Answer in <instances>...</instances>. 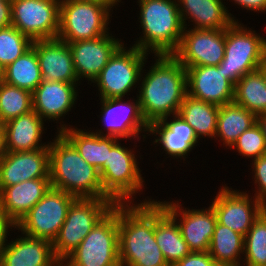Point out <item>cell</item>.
Here are the masks:
<instances>
[{
  "label": "cell",
  "instance_id": "obj_1",
  "mask_svg": "<svg viewBox=\"0 0 266 266\" xmlns=\"http://www.w3.org/2000/svg\"><path fill=\"white\" fill-rule=\"evenodd\" d=\"M156 56L159 59L144 78L138 97L148 125L178 114L188 90L186 69L180 61L173 54Z\"/></svg>",
  "mask_w": 266,
  "mask_h": 266
},
{
  "label": "cell",
  "instance_id": "obj_2",
  "mask_svg": "<svg viewBox=\"0 0 266 266\" xmlns=\"http://www.w3.org/2000/svg\"><path fill=\"white\" fill-rule=\"evenodd\" d=\"M118 204L120 266H169L154 236V201Z\"/></svg>",
  "mask_w": 266,
  "mask_h": 266
},
{
  "label": "cell",
  "instance_id": "obj_3",
  "mask_svg": "<svg viewBox=\"0 0 266 266\" xmlns=\"http://www.w3.org/2000/svg\"><path fill=\"white\" fill-rule=\"evenodd\" d=\"M49 178L53 188L76 198H109L103 192L98 169L88 164L61 133L49 146Z\"/></svg>",
  "mask_w": 266,
  "mask_h": 266
},
{
  "label": "cell",
  "instance_id": "obj_4",
  "mask_svg": "<svg viewBox=\"0 0 266 266\" xmlns=\"http://www.w3.org/2000/svg\"><path fill=\"white\" fill-rule=\"evenodd\" d=\"M144 38L134 46L156 55L174 54L180 46L185 25L179 5L173 0H139Z\"/></svg>",
  "mask_w": 266,
  "mask_h": 266
},
{
  "label": "cell",
  "instance_id": "obj_5",
  "mask_svg": "<svg viewBox=\"0 0 266 266\" xmlns=\"http://www.w3.org/2000/svg\"><path fill=\"white\" fill-rule=\"evenodd\" d=\"M110 198H76L53 241V252L62 263L79 246L96 224L114 207Z\"/></svg>",
  "mask_w": 266,
  "mask_h": 266
},
{
  "label": "cell",
  "instance_id": "obj_6",
  "mask_svg": "<svg viewBox=\"0 0 266 266\" xmlns=\"http://www.w3.org/2000/svg\"><path fill=\"white\" fill-rule=\"evenodd\" d=\"M66 266H120L118 204L96 224L67 257Z\"/></svg>",
  "mask_w": 266,
  "mask_h": 266
},
{
  "label": "cell",
  "instance_id": "obj_7",
  "mask_svg": "<svg viewBox=\"0 0 266 266\" xmlns=\"http://www.w3.org/2000/svg\"><path fill=\"white\" fill-rule=\"evenodd\" d=\"M266 60V40L234 21L225 29V53L219 63L226 78L234 85L257 70Z\"/></svg>",
  "mask_w": 266,
  "mask_h": 266
},
{
  "label": "cell",
  "instance_id": "obj_8",
  "mask_svg": "<svg viewBox=\"0 0 266 266\" xmlns=\"http://www.w3.org/2000/svg\"><path fill=\"white\" fill-rule=\"evenodd\" d=\"M109 10L97 2L62 0L57 38L68 43L106 35Z\"/></svg>",
  "mask_w": 266,
  "mask_h": 266
},
{
  "label": "cell",
  "instance_id": "obj_9",
  "mask_svg": "<svg viewBox=\"0 0 266 266\" xmlns=\"http://www.w3.org/2000/svg\"><path fill=\"white\" fill-rule=\"evenodd\" d=\"M75 196L51 187L16 225L23 234L53 243Z\"/></svg>",
  "mask_w": 266,
  "mask_h": 266
},
{
  "label": "cell",
  "instance_id": "obj_10",
  "mask_svg": "<svg viewBox=\"0 0 266 266\" xmlns=\"http://www.w3.org/2000/svg\"><path fill=\"white\" fill-rule=\"evenodd\" d=\"M98 172L103 192L115 204H123L141 189L143 181L135 156L118 143L108 151L107 160Z\"/></svg>",
  "mask_w": 266,
  "mask_h": 266
},
{
  "label": "cell",
  "instance_id": "obj_11",
  "mask_svg": "<svg viewBox=\"0 0 266 266\" xmlns=\"http://www.w3.org/2000/svg\"><path fill=\"white\" fill-rule=\"evenodd\" d=\"M121 45L94 80L102 98H122L141 77L147 52L132 46L125 51ZM140 76V77H139Z\"/></svg>",
  "mask_w": 266,
  "mask_h": 266
},
{
  "label": "cell",
  "instance_id": "obj_12",
  "mask_svg": "<svg viewBox=\"0 0 266 266\" xmlns=\"http://www.w3.org/2000/svg\"><path fill=\"white\" fill-rule=\"evenodd\" d=\"M59 0H14L12 26L34 40L55 39L59 31Z\"/></svg>",
  "mask_w": 266,
  "mask_h": 266
},
{
  "label": "cell",
  "instance_id": "obj_13",
  "mask_svg": "<svg viewBox=\"0 0 266 266\" xmlns=\"http://www.w3.org/2000/svg\"><path fill=\"white\" fill-rule=\"evenodd\" d=\"M225 53V29H191L182 34L179 49L173 54L186 68L218 66Z\"/></svg>",
  "mask_w": 266,
  "mask_h": 266
},
{
  "label": "cell",
  "instance_id": "obj_14",
  "mask_svg": "<svg viewBox=\"0 0 266 266\" xmlns=\"http://www.w3.org/2000/svg\"><path fill=\"white\" fill-rule=\"evenodd\" d=\"M253 202H255L254 207H251L246 193L230 191L229 188L224 187L211 206L219 224L245 236L255 220L266 209V206L256 198Z\"/></svg>",
  "mask_w": 266,
  "mask_h": 266
},
{
  "label": "cell",
  "instance_id": "obj_15",
  "mask_svg": "<svg viewBox=\"0 0 266 266\" xmlns=\"http://www.w3.org/2000/svg\"><path fill=\"white\" fill-rule=\"evenodd\" d=\"M186 75L190 97L217 106L234 102L235 85L226 78L220 65L188 67Z\"/></svg>",
  "mask_w": 266,
  "mask_h": 266
},
{
  "label": "cell",
  "instance_id": "obj_16",
  "mask_svg": "<svg viewBox=\"0 0 266 266\" xmlns=\"http://www.w3.org/2000/svg\"><path fill=\"white\" fill-rule=\"evenodd\" d=\"M39 178H49V148L7 152L0 161V191Z\"/></svg>",
  "mask_w": 266,
  "mask_h": 266
},
{
  "label": "cell",
  "instance_id": "obj_17",
  "mask_svg": "<svg viewBox=\"0 0 266 266\" xmlns=\"http://www.w3.org/2000/svg\"><path fill=\"white\" fill-rule=\"evenodd\" d=\"M178 205L154 201V236L169 266L191 253L175 223L180 209Z\"/></svg>",
  "mask_w": 266,
  "mask_h": 266
},
{
  "label": "cell",
  "instance_id": "obj_18",
  "mask_svg": "<svg viewBox=\"0 0 266 266\" xmlns=\"http://www.w3.org/2000/svg\"><path fill=\"white\" fill-rule=\"evenodd\" d=\"M108 35L90 40L68 42L78 80L84 76L94 81L107 65L110 57L122 45Z\"/></svg>",
  "mask_w": 266,
  "mask_h": 266
},
{
  "label": "cell",
  "instance_id": "obj_19",
  "mask_svg": "<svg viewBox=\"0 0 266 266\" xmlns=\"http://www.w3.org/2000/svg\"><path fill=\"white\" fill-rule=\"evenodd\" d=\"M32 47L36 51L44 81L67 83L78 81L68 43L58 38L34 40Z\"/></svg>",
  "mask_w": 266,
  "mask_h": 266
},
{
  "label": "cell",
  "instance_id": "obj_20",
  "mask_svg": "<svg viewBox=\"0 0 266 266\" xmlns=\"http://www.w3.org/2000/svg\"><path fill=\"white\" fill-rule=\"evenodd\" d=\"M50 178L26 180L0 191V213L17 225L51 188Z\"/></svg>",
  "mask_w": 266,
  "mask_h": 266
},
{
  "label": "cell",
  "instance_id": "obj_21",
  "mask_svg": "<svg viewBox=\"0 0 266 266\" xmlns=\"http://www.w3.org/2000/svg\"><path fill=\"white\" fill-rule=\"evenodd\" d=\"M75 83L42 80L32 92V109L43 119L60 118L74 104Z\"/></svg>",
  "mask_w": 266,
  "mask_h": 266
},
{
  "label": "cell",
  "instance_id": "obj_22",
  "mask_svg": "<svg viewBox=\"0 0 266 266\" xmlns=\"http://www.w3.org/2000/svg\"><path fill=\"white\" fill-rule=\"evenodd\" d=\"M101 100L103 122L108 124L107 136L129 138L138 135L142 127L149 130V125L141 112L139 99L135 104H124L121 102L122 98H102Z\"/></svg>",
  "mask_w": 266,
  "mask_h": 266
},
{
  "label": "cell",
  "instance_id": "obj_23",
  "mask_svg": "<svg viewBox=\"0 0 266 266\" xmlns=\"http://www.w3.org/2000/svg\"><path fill=\"white\" fill-rule=\"evenodd\" d=\"M25 236L6 245L0 266H54L60 263L54 255L52 242Z\"/></svg>",
  "mask_w": 266,
  "mask_h": 266
},
{
  "label": "cell",
  "instance_id": "obj_24",
  "mask_svg": "<svg viewBox=\"0 0 266 266\" xmlns=\"http://www.w3.org/2000/svg\"><path fill=\"white\" fill-rule=\"evenodd\" d=\"M4 125L7 152L32 151L49 148L48 145L39 146L43 119L34 111L13 118Z\"/></svg>",
  "mask_w": 266,
  "mask_h": 266
},
{
  "label": "cell",
  "instance_id": "obj_25",
  "mask_svg": "<svg viewBox=\"0 0 266 266\" xmlns=\"http://www.w3.org/2000/svg\"><path fill=\"white\" fill-rule=\"evenodd\" d=\"M178 225L191 252H207L213 237L217 216L212 206L208 210L181 211Z\"/></svg>",
  "mask_w": 266,
  "mask_h": 266
},
{
  "label": "cell",
  "instance_id": "obj_26",
  "mask_svg": "<svg viewBox=\"0 0 266 266\" xmlns=\"http://www.w3.org/2000/svg\"><path fill=\"white\" fill-rule=\"evenodd\" d=\"M173 121L166 122L167 117L156 121L149 125V132L158 133L159 139H155L157 143L164 147L171 156H185L187 152L195 146L198 137L193 128L178 114Z\"/></svg>",
  "mask_w": 266,
  "mask_h": 266
},
{
  "label": "cell",
  "instance_id": "obj_27",
  "mask_svg": "<svg viewBox=\"0 0 266 266\" xmlns=\"http://www.w3.org/2000/svg\"><path fill=\"white\" fill-rule=\"evenodd\" d=\"M61 133L78 151L88 164L100 169L108 157V151L116 144L117 137L100 133H87L83 130L67 129L62 125Z\"/></svg>",
  "mask_w": 266,
  "mask_h": 266
},
{
  "label": "cell",
  "instance_id": "obj_28",
  "mask_svg": "<svg viewBox=\"0 0 266 266\" xmlns=\"http://www.w3.org/2000/svg\"><path fill=\"white\" fill-rule=\"evenodd\" d=\"M178 2L183 4V8L179 7L183 24H185V15L190 16L196 22L195 29H227L234 22L221 0H178Z\"/></svg>",
  "mask_w": 266,
  "mask_h": 266
},
{
  "label": "cell",
  "instance_id": "obj_29",
  "mask_svg": "<svg viewBox=\"0 0 266 266\" xmlns=\"http://www.w3.org/2000/svg\"><path fill=\"white\" fill-rule=\"evenodd\" d=\"M257 123V117L244 107L231 102L219 106L216 135L232 147L238 137Z\"/></svg>",
  "mask_w": 266,
  "mask_h": 266
},
{
  "label": "cell",
  "instance_id": "obj_30",
  "mask_svg": "<svg viewBox=\"0 0 266 266\" xmlns=\"http://www.w3.org/2000/svg\"><path fill=\"white\" fill-rule=\"evenodd\" d=\"M219 106L207 103L189 95L182 102L178 115L181 116L199 136H216Z\"/></svg>",
  "mask_w": 266,
  "mask_h": 266
},
{
  "label": "cell",
  "instance_id": "obj_31",
  "mask_svg": "<svg viewBox=\"0 0 266 266\" xmlns=\"http://www.w3.org/2000/svg\"><path fill=\"white\" fill-rule=\"evenodd\" d=\"M42 80L37 54L33 47L2 70V81L31 93Z\"/></svg>",
  "mask_w": 266,
  "mask_h": 266
},
{
  "label": "cell",
  "instance_id": "obj_32",
  "mask_svg": "<svg viewBox=\"0 0 266 266\" xmlns=\"http://www.w3.org/2000/svg\"><path fill=\"white\" fill-rule=\"evenodd\" d=\"M242 250H244V236L217 222L208 250L217 265L239 266L237 257L244 252Z\"/></svg>",
  "mask_w": 266,
  "mask_h": 266
},
{
  "label": "cell",
  "instance_id": "obj_33",
  "mask_svg": "<svg viewBox=\"0 0 266 266\" xmlns=\"http://www.w3.org/2000/svg\"><path fill=\"white\" fill-rule=\"evenodd\" d=\"M234 102L256 117L266 114V84L258 69L245 74L236 83Z\"/></svg>",
  "mask_w": 266,
  "mask_h": 266
},
{
  "label": "cell",
  "instance_id": "obj_34",
  "mask_svg": "<svg viewBox=\"0 0 266 266\" xmlns=\"http://www.w3.org/2000/svg\"><path fill=\"white\" fill-rule=\"evenodd\" d=\"M32 109V93L28 90L0 82V123L29 113Z\"/></svg>",
  "mask_w": 266,
  "mask_h": 266
},
{
  "label": "cell",
  "instance_id": "obj_35",
  "mask_svg": "<svg viewBox=\"0 0 266 266\" xmlns=\"http://www.w3.org/2000/svg\"><path fill=\"white\" fill-rule=\"evenodd\" d=\"M247 266H266V209L244 236Z\"/></svg>",
  "mask_w": 266,
  "mask_h": 266
},
{
  "label": "cell",
  "instance_id": "obj_36",
  "mask_svg": "<svg viewBox=\"0 0 266 266\" xmlns=\"http://www.w3.org/2000/svg\"><path fill=\"white\" fill-rule=\"evenodd\" d=\"M33 40L21 33L14 26L0 29V68L3 70L9 64L28 51Z\"/></svg>",
  "mask_w": 266,
  "mask_h": 266
},
{
  "label": "cell",
  "instance_id": "obj_37",
  "mask_svg": "<svg viewBox=\"0 0 266 266\" xmlns=\"http://www.w3.org/2000/svg\"><path fill=\"white\" fill-rule=\"evenodd\" d=\"M232 147H236L243 156L254 157V160L266 155V139L258 123L244 131Z\"/></svg>",
  "mask_w": 266,
  "mask_h": 266
},
{
  "label": "cell",
  "instance_id": "obj_38",
  "mask_svg": "<svg viewBox=\"0 0 266 266\" xmlns=\"http://www.w3.org/2000/svg\"><path fill=\"white\" fill-rule=\"evenodd\" d=\"M255 183H258L256 199L266 206V155L254 160Z\"/></svg>",
  "mask_w": 266,
  "mask_h": 266
},
{
  "label": "cell",
  "instance_id": "obj_39",
  "mask_svg": "<svg viewBox=\"0 0 266 266\" xmlns=\"http://www.w3.org/2000/svg\"><path fill=\"white\" fill-rule=\"evenodd\" d=\"M172 266H218L209 252H191Z\"/></svg>",
  "mask_w": 266,
  "mask_h": 266
},
{
  "label": "cell",
  "instance_id": "obj_40",
  "mask_svg": "<svg viewBox=\"0 0 266 266\" xmlns=\"http://www.w3.org/2000/svg\"><path fill=\"white\" fill-rule=\"evenodd\" d=\"M11 25V2L8 0H0V29L7 28Z\"/></svg>",
  "mask_w": 266,
  "mask_h": 266
},
{
  "label": "cell",
  "instance_id": "obj_41",
  "mask_svg": "<svg viewBox=\"0 0 266 266\" xmlns=\"http://www.w3.org/2000/svg\"><path fill=\"white\" fill-rule=\"evenodd\" d=\"M9 226L16 227V225L11 220L7 219L0 213V262L2 259V254L6 248L4 243L7 237L6 235L8 233L7 230Z\"/></svg>",
  "mask_w": 266,
  "mask_h": 266
},
{
  "label": "cell",
  "instance_id": "obj_42",
  "mask_svg": "<svg viewBox=\"0 0 266 266\" xmlns=\"http://www.w3.org/2000/svg\"><path fill=\"white\" fill-rule=\"evenodd\" d=\"M242 7L249 10H258L265 11L266 10V0H234Z\"/></svg>",
  "mask_w": 266,
  "mask_h": 266
},
{
  "label": "cell",
  "instance_id": "obj_43",
  "mask_svg": "<svg viewBox=\"0 0 266 266\" xmlns=\"http://www.w3.org/2000/svg\"><path fill=\"white\" fill-rule=\"evenodd\" d=\"M6 141L4 125L0 123V161L6 155Z\"/></svg>",
  "mask_w": 266,
  "mask_h": 266
},
{
  "label": "cell",
  "instance_id": "obj_44",
  "mask_svg": "<svg viewBox=\"0 0 266 266\" xmlns=\"http://www.w3.org/2000/svg\"><path fill=\"white\" fill-rule=\"evenodd\" d=\"M80 1L97 2L104 6H107L110 9L114 6V4H117V2H119V0H80Z\"/></svg>",
  "mask_w": 266,
  "mask_h": 266
},
{
  "label": "cell",
  "instance_id": "obj_45",
  "mask_svg": "<svg viewBox=\"0 0 266 266\" xmlns=\"http://www.w3.org/2000/svg\"><path fill=\"white\" fill-rule=\"evenodd\" d=\"M257 123L261 127L263 135L265 136L266 139V114L257 116Z\"/></svg>",
  "mask_w": 266,
  "mask_h": 266
},
{
  "label": "cell",
  "instance_id": "obj_46",
  "mask_svg": "<svg viewBox=\"0 0 266 266\" xmlns=\"http://www.w3.org/2000/svg\"><path fill=\"white\" fill-rule=\"evenodd\" d=\"M258 70L262 73L263 79L266 84V60L262 63V65L258 68Z\"/></svg>",
  "mask_w": 266,
  "mask_h": 266
},
{
  "label": "cell",
  "instance_id": "obj_47",
  "mask_svg": "<svg viewBox=\"0 0 266 266\" xmlns=\"http://www.w3.org/2000/svg\"><path fill=\"white\" fill-rule=\"evenodd\" d=\"M2 81V69L0 68V82Z\"/></svg>",
  "mask_w": 266,
  "mask_h": 266
},
{
  "label": "cell",
  "instance_id": "obj_48",
  "mask_svg": "<svg viewBox=\"0 0 266 266\" xmlns=\"http://www.w3.org/2000/svg\"><path fill=\"white\" fill-rule=\"evenodd\" d=\"M56 266H63V263H59L58 265H56Z\"/></svg>",
  "mask_w": 266,
  "mask_h": 266
}]
</instances>
